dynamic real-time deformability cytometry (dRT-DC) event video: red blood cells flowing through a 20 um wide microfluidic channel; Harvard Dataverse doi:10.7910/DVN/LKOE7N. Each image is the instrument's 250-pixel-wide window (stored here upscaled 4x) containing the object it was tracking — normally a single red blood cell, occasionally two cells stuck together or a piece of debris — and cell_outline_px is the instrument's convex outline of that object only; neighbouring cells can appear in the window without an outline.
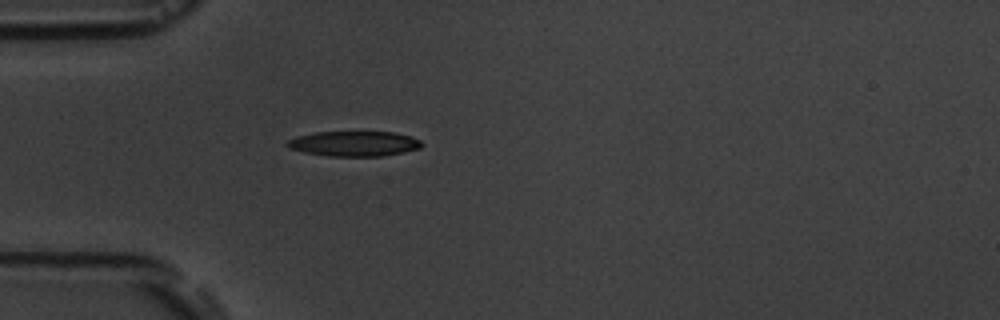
{"species": "common noctule bat (a hibernating species)", "species_latin": "Nyctalus noctula", "temperature_condition": "room temperature", "stored_images_in_passage": 1, "camera_frame_rate_fps": 3000, "um_per_image_px": 0.085, "animal": {"sex": "male", "body_mass_g": 19.5, "forearm_length_mm": 54.6}, "frame": {"image": 1, "passage_image": 1, "time_ms": 0.0, "image_size_px": [1000, 320], "cell_outline_px": [[424, 144], [420, 148], [404, 152], [380, 156], [328, 156], [304, 152], [288, 148], [284, 144], [288, 140], [296, 136], [316, 132], [396, 132], [412, 136], [420, 140]], "centroid_in_image_um": [30.1, 12.21], "position_along_channel_um": 54.9, "area_um2": 19.83}}